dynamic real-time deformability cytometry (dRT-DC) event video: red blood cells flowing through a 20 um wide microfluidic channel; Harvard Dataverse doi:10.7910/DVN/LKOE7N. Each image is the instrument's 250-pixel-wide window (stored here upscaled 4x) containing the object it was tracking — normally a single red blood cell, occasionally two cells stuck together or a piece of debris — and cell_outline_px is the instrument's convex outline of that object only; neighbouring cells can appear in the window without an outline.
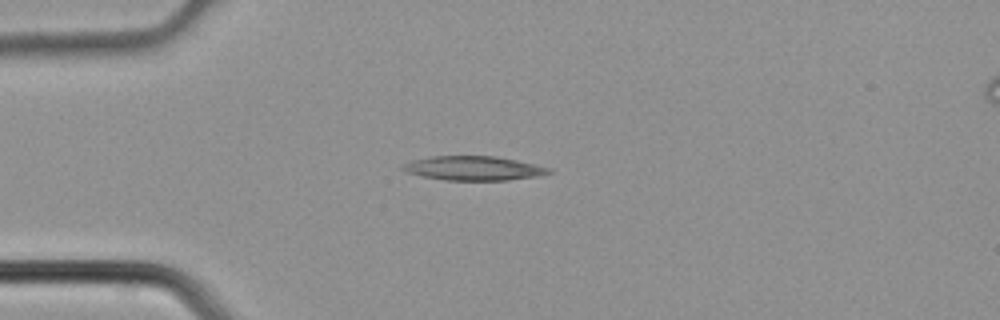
{"species": "common noctule bat (a hibernating species)", "species_latin": "Nyctalus noctula", "temperature_condition": "cold", "stored_images_in_passage": 1, "camera_frame_rate_fps": 3000, "um_per_image_px": 0.085, "animal": {"sex": "male", "body_mass_g": 21.5, "forearm_length_mm": 52.0}, "frame": {"image": 1, "passage_image": 1, "time_ms": 0.0, "image_size_px": [1000, 320], "cell_outline_px": [[552, 172], [536, 176], [508, 180], [444, 180], [420, 176], [408, 172], [400, 168], [404, 164], [412, 160], [432, 156], [496, 156], [516, 160], [552, 168]], "centroid_in_image_um": [40.24, 14.3], "position_along_channel_um": 44.8, "area_um2": 20.52}}